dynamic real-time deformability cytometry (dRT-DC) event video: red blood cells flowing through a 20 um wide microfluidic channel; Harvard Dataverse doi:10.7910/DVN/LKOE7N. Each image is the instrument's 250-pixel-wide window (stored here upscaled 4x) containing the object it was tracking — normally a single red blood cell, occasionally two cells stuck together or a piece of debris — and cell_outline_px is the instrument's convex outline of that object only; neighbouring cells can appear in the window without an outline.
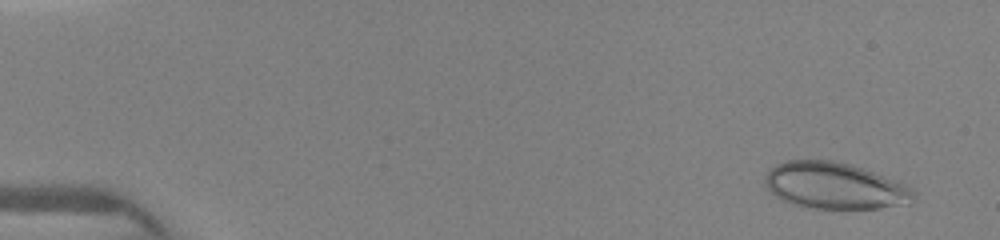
{"species": "human", "species_latin": "Homo sapiens", "temperature_condition": "warm", "stored_images_in_passage": 40, "camera_frame_rate_fps": 3000, "um_per_image_px": 0.085, "donor": {"sex": "female"}, "frame": {"image": 1, "passage_image": 1, "time_ms": 0.0, "image_size_px": [1000, 240], "cell_outline_px": [[916, 196], [912, 204], [880, 208], [804, 208], [792, 204], [776, 196], [764, 184], [764, 180], [768, 172], [776, 164], [788, 160], [832, 160], [848, 164], [872, 172], [904, 184], [912, 188], [916, 192]], "centroid_in_image_um": [70.97, 15.81], "position_along_channel_um": 14.0, "area_um2": 40.11}}
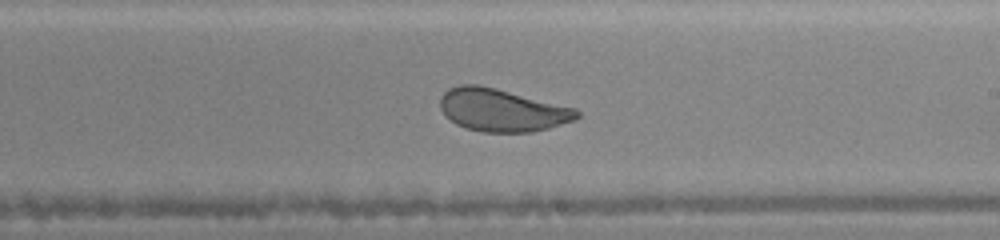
{"frame": {"image": 2, "passage_image": 22, "time_ms": 8.333, "image_size_px": [1000, 240], "cell_outline_px": [[580, 116], [576, 120], [548, 128], [532, 132], [480, 132], [456, 124], [444, 116], [440, 108], [440, 96], [448, 88], [460, 84], [476, 84], [496, 88], [576, 108], [580, 112]], "centroid_in_image_um": [42.65, 9.36], "position_along_channel_um": 246.3, "area_um2": 34.22}}
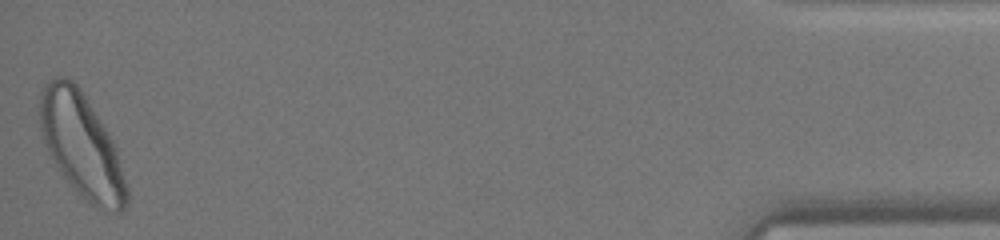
{"frame": {"image": 3, "passage_image": 40, "time_ms": 14.333, "image_size_px": [1000, 240], "cell_outline_px": [[128, 204], [120, 212], [112, 212], [96, 208], [88, 204], [80, 196], [64, 176], [56, 164], [44, 140], [40, 128], [40, 92], [44, 84], [48, 80], [56, 76], [68, 76], [80, 88], [108, 132], [116, 148], [128, 188]], "centroid_in_image_um": [6.95, 12.36], "position_along_channel_um": 428.2, "area_um2": 52.37}}